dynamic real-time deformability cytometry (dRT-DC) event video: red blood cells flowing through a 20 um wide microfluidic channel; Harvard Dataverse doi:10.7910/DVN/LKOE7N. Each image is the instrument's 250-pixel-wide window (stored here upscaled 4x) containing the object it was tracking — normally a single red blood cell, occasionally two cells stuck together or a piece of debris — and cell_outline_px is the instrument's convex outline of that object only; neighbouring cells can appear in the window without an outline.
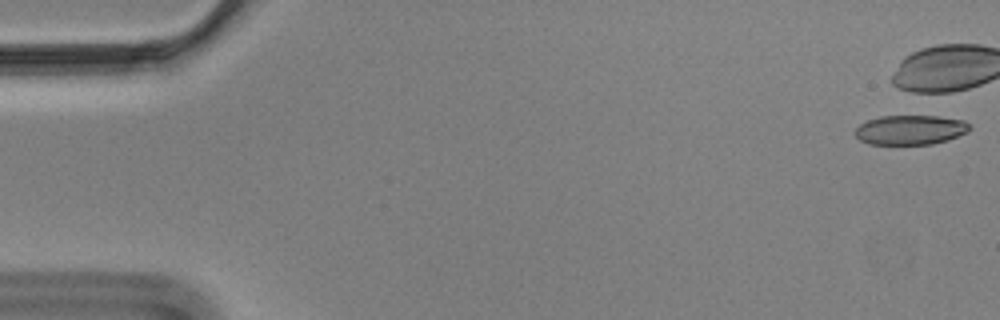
{"species": "Egyptian fruit bat (a non-hibernating species)", "species_latin": "Rousettus aegyptiacus", "temperature_condition": "cold", "stored_images_in_passage": 4, "camera_frame_rate_fps": 3000, "um_per_image_px": 0.085, "animal": {"sex": "male"}, "frame": {"image": 1, "passage_image": 1, "time_ms": 0.0, "image_size_px": [1000, 320], "cell_outline_px": [[972, 128], [968, 132], [932, 144], [868, 144], [860, 140], [852, 132], [860, 124], [868, 120], [880, 116], [936, 116], [964, 120]], "centroid_in_image_um": [77.34, 11.04], "position_along_channel_um": 7.7, "area_um2": 19.65}}